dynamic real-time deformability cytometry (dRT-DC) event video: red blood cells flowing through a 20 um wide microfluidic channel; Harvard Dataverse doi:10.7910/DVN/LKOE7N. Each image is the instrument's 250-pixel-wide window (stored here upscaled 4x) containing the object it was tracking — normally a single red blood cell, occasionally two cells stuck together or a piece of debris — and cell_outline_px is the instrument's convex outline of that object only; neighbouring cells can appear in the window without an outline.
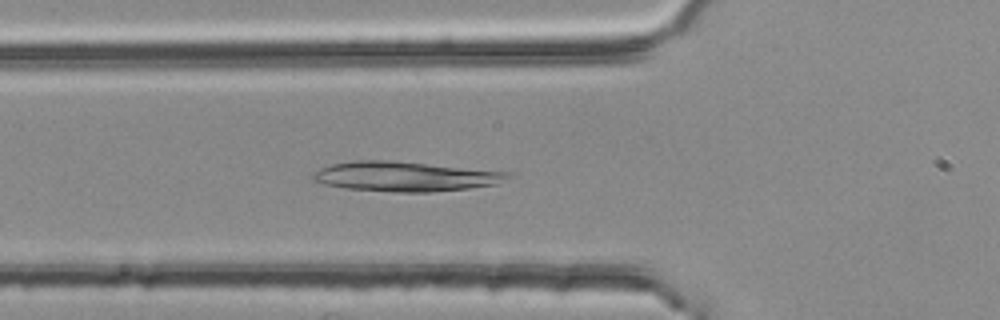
{"species": "common noctule bat (a hibernating species)", "species_latin": "Nyctalus noctula", "temperature_condition": "room temperature", "stored_images_in_passage": 35, "camera_frame_rate_fps": 3000, "um_per_image_px": 0.085, "animal": {"sex": "female", "body_mass_g": 25.1}, "frame": {"image": 1, "passage_image": 8, "time_ms": 2.333, "image_size_px": [1000, 320], "cell_outline_px": [[512, 176], [496, 184], [468, 188], [432, 192], [396, 192], [344, 188], [324, 184], [312, 180], [312, 176], [320, 168], [332, 164], [352, 160], [388, 160], [512, 172]], "centroid_in_image_um": [34.44, 14.99], "position_along_channel_um": 91.4, "area_um2": 33.76}}
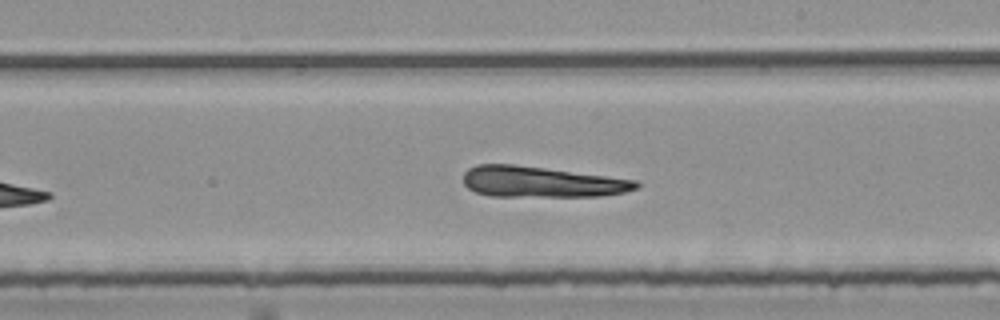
{"frame": {"image": 2, "passage_image": 20, "time_ms": 6.333, "image_size_px": [1000, 320], "cell_outline_px": [[640, 184], [636, 188], [624, 192], [600, 196], [492, 196], [476, 192], [468, 188], [464, 184], [464, 172], [468, 168], [476, 164], [512, 164], [544, 168], [636, 180]], "centroid_in_image_um": [45.97, 15.46], "position_along_channel_um": 243.0, "area_um2": 30.75}}
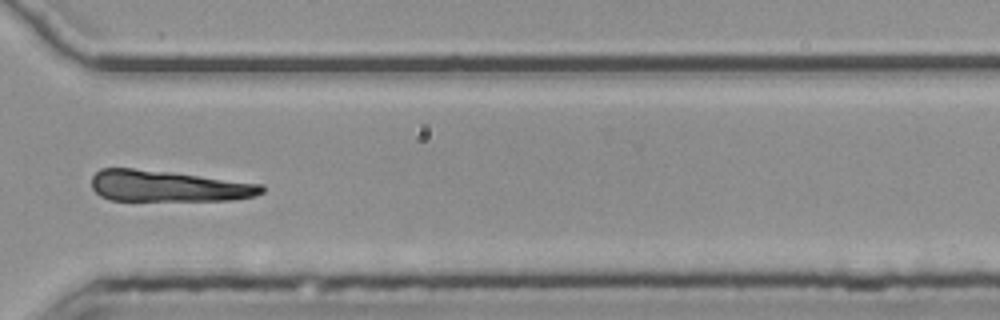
{"frame": {"image": 3, "passage_image": 29, "time_ms": 9.333, "image_size_px": [1000, 320], "cell_outline_px": [[264, 192], [256, 196], [232, 200], [112, 200], [100, 196], [92, 188], [92, 176], [100, 168], [132, 168], [168, 172], [264, 184]], "centroid_in_image_um": [14.3, 15.82], "position_along_channel_um": 356.3, "area_um2": 30.75}}